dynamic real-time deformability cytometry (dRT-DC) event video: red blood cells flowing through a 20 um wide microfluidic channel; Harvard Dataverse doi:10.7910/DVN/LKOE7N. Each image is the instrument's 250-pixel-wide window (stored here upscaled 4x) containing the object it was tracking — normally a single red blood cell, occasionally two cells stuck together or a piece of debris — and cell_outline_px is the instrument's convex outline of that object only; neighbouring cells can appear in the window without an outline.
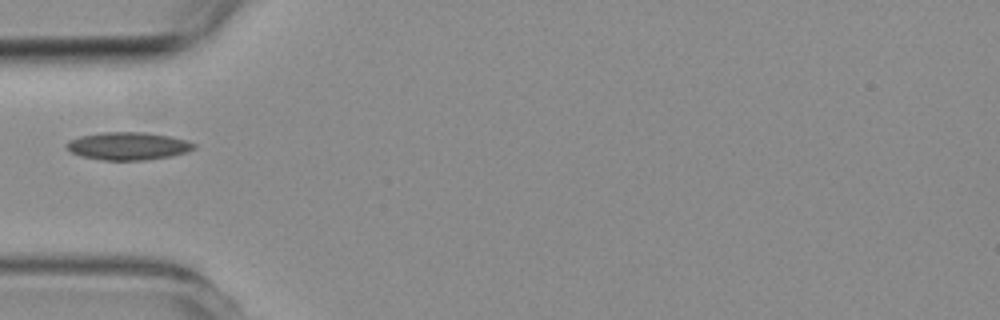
{"species": "common noctule bat (a hibernating species)", "species_latin": "Nyctalus noctula", "temperature_condition": "room temperature", "stored_images_in_passage": 1, "camera_frame_rate_fps": 3000, "um_per_image_px": 0.085, "animal": {"sex": "female", "body_mass_g": 19.3, "forearm_length_mm": 54.1}, "frame": {"image": 1, "passage_image": 1, "time_ms": 0.0, "image_size_px": [1000, 320], "cell_outline_px": [[196, 148], [188, 152], [172, 156], [144, 160], [100, 160], [80, 156], [72, 152], [64, 144], [68, 140], [80, 136], [104, 132], [144, 132], [168, 136], [184, 140], [196, 144]], "centroid_in_image_um": [10.87, 12.42], "position_along_channel_um": 74.1, "area_um2": 20.63}}